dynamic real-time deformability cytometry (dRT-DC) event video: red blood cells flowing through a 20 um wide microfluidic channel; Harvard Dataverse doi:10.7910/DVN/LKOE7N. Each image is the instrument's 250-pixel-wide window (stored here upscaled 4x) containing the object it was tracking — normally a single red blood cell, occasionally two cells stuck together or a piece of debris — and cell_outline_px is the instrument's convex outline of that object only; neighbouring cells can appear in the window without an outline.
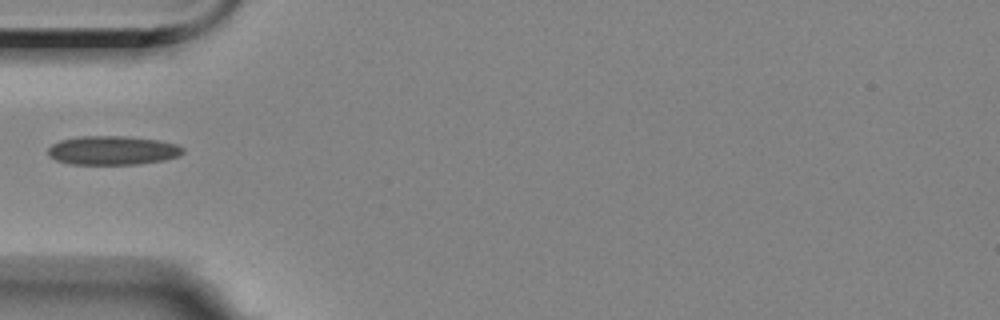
{"species": "Egyptian fruit bat (a non-hibernating species)", "species_latin": "Rousettus aegyptiacus", "temperature_condition": "room temperature", "stored_images_in_passage": 1, "camera_frame_rate_fps": 3000, "um_per_image_px": 0.085, "animal": {"sex": "female"}, "frame": {"image": 1, "passage_image": 1, "time_ms": 0.0, "image_size_px": [1000, 320], "cell_outline_px": [[184, 152], [176, 156], [164, 160], [140, 164], [72, 164], [56, 160], [48, 156], [48, 148], [52, 144], [60, 140], [80, 136], [124, 136], [160, 140], [176, 144], [184, 148]], "centroid_in_image_um": [9.56, 12.78], "position_along_channel_um": 75.4, "area_um2": 22.77}}